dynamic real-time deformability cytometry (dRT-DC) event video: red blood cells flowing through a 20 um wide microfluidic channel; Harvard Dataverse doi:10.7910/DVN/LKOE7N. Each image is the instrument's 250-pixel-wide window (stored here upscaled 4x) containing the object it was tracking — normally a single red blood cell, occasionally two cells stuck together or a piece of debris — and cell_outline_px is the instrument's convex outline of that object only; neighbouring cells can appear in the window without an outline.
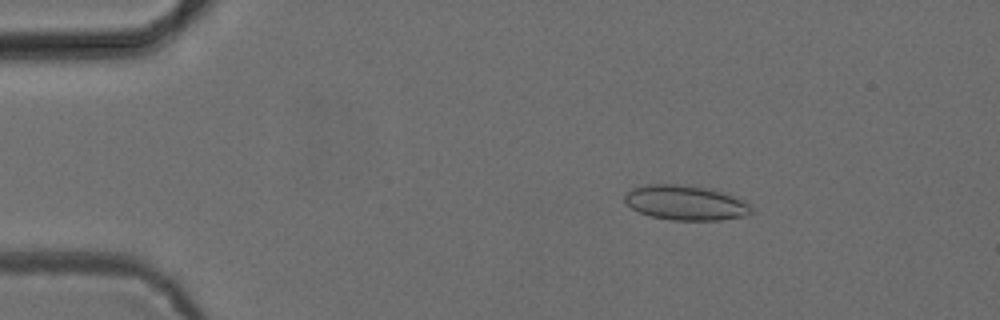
{"species": "common noctule bat (a hibernating species)", "species_latin": "Nyctalus noctula", "temperature_condition": "cold", "stored_images_in_passage": 53, "camera_frame_rate_fps": 3000, "um_per_image_px": 0.085, "animal": {"sex": "female", "body_mass_g": 24.6, "forearm_length_mm": 56.2}, "frame": {"image": 1, "passage_image": 9, "time_ms": 2.667, "image_size_px": [1000, 320], "cell_outline_px": [[752, 212], [748, 216], [720, 220], [672, 220], [652, 216], [640, 212], [632, 208], [624, 200], [624, 196], [632, 188], [644, 184], [688, 184], [712, 188], [736, 196], [752, 204]], "centroid_in_image_um": [58.35, 17.21], "position_along_channel_um": 26.7, "area_um2": 26.18}}
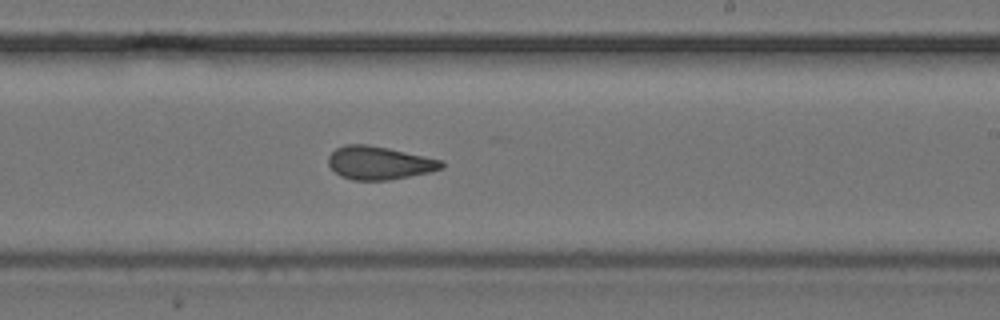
{"frame": {"image": 2, "passage_image": 32, "time_ms": 10.333, "image_size_px": [1000, 320], "cell_outline_px": [[444, 168], [432, 172], [388, 180], [352, 180], [340, 176], [328, 164], [328, 156], [336, 148], [344, 144], [368, 144], [388, 148], [444, 160]], "centroid_in_image_um": [32.26, 13.84], "position_along_channel_um": 256.7, "area_um2": 22.08}}
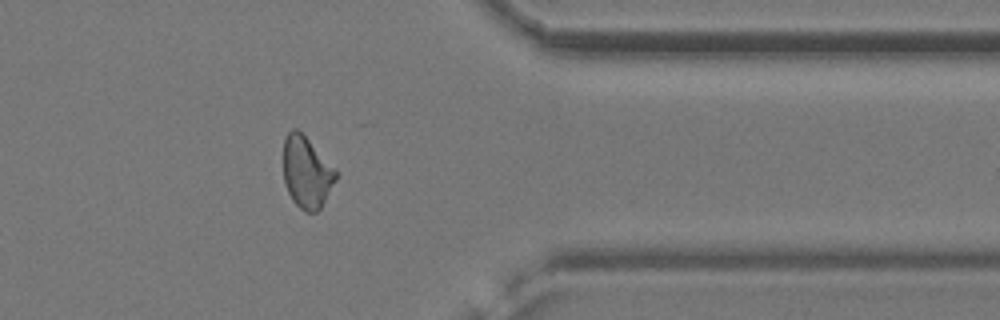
{"frame": {"image": 3, "passage_image": 43, "time_ms": 14.0, "image_size_px": [1000, 320], "cell_outline_px": [[336, 180], [320, 208], [316, 212], [304, 212], [292, 200], [284, 184], [284, 140], [288, 132], [292, 128], [296, 128], [336, 168]], "centroid_in_image_um": [26.05, 14.66], "position_along_channel_um": 385.3, "area_um2": 21.68}, "authors_computed_cell_mechanics": {"area_um2": 22.6576, "velocity_mm_per_s": 3.8809, "shape_relaxation_time_tau1_ms": null, "shape_relaxation_time_tau2_ms": 1.7449, "deformation_change_tau1": null, "deformation_change_tau2": 0.0864}}